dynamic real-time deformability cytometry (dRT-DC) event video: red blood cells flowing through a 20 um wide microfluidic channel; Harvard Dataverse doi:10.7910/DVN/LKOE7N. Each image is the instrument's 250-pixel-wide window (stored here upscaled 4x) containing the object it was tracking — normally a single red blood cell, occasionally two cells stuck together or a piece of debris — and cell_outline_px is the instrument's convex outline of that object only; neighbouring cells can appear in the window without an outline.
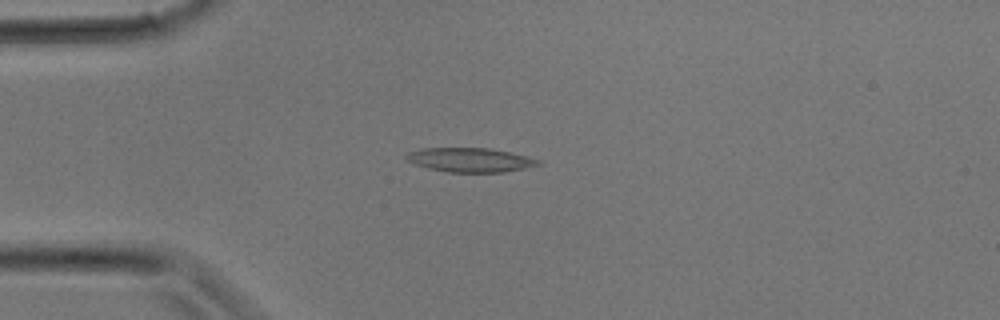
{"species": "common noctule bat (a hibernating species)", "species_latin": "Nyctalus noctula", "temperature_condition": "room temperature", "stored_images_in_passage": 28, "camera_frame_rate_fps": 3000, "um_per_image_px": 0.085, "animal": {"sex": "male", "body_mass_g": 17.9}, "frame": {"image": 1, "passage_image": 4, "time_ms": 1.0, "image_size_px": [1000, 320], "cell_outline_px": [[544, 164], [504, 172], [448, 172], [428, 168], [416, 164], [408, 160], [404, 156], [408, 152], [420, 148], [488, 148], [508, 152], [540, 160]], "centroid_in_image_um": [39.95, 13.59], "position_along_channel_um": 45.0, "area_um2": 18.44}}
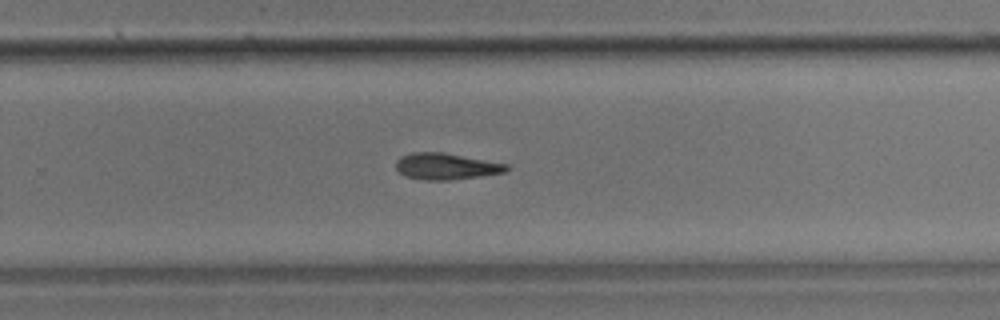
{"frame": {"image": 2, "passage_image": 17, "time_ms": 5.333, "image_size_px": [1000, 320], "cell_outline_px": [[508, 168], [504, 172], [480, 176], [448, 180], [424, 180], [404, 176], [396, 168], [396, 160], [400, 156], [412, 152], [444, 152], [508, 164]], "centroid_in_image_um": [37.88, 14.13], "position_along_channel_um": 291.9, "area_um2": 16.99}}
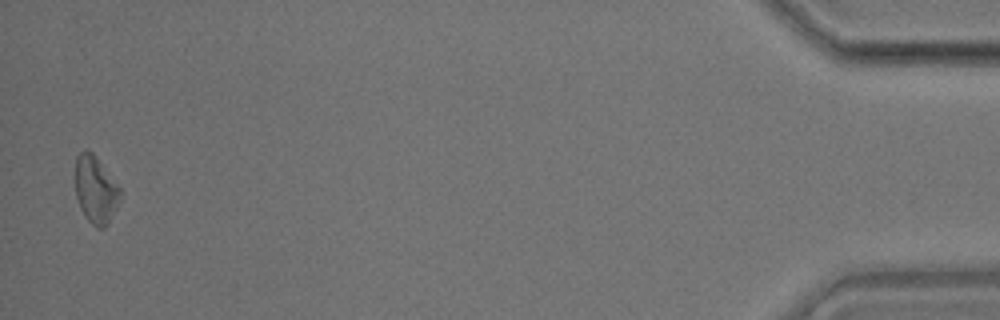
{"frame": {"image": 3, "passage_image": 28, "time_ms": 9.0, "image_size_px": [1000, 320], "cell_outline_px": [[124, 192], [116, 208], [104, 228], [96, 228], [84, 216], [80, 208], [76, 196], [72, 176], [76, 156], [84, 148], [92, 152]], "centroid_in_image_um": [8.08, 16.08], "position_along_channel_um": 427.1, "area_um2": 18.21}}